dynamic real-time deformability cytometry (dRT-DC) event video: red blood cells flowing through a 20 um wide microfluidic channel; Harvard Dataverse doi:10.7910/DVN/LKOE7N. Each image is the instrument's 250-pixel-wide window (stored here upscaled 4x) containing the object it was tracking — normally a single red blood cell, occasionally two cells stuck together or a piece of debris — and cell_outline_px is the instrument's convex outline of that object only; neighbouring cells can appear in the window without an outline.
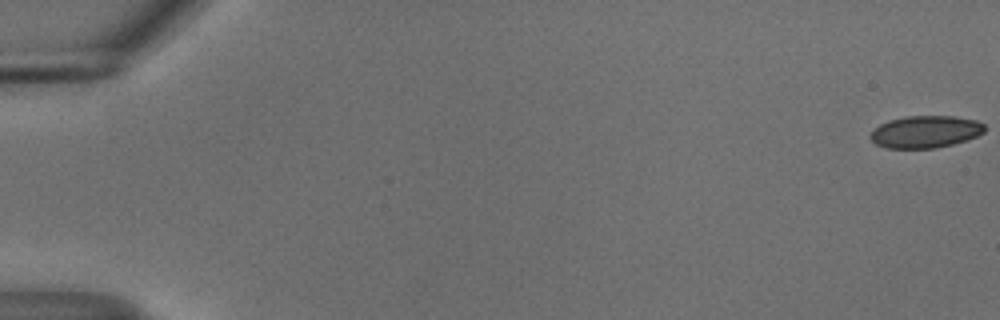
{"species": "common noctule bat (a hibernating species)", "species_latin": "Nyctalus noctula", "temperature_condition": "cold", "stored_images_in_passage": 56, "camera_frame_rate_fps": 3000, "um_per_image_px": 0.085, "animal": {"sex": "male", "body_mass_g": 18.8}, "frame": {"image": 1, "passage_image": 1, "time_ms": 0.0, "image_size_px": [1000, 320], "cell_outline_px": [[984, 132], [976, 136], [952, 144], [936, 148], [888, 148], [876, 144], [868, 136], [880, 124], [888, 120], [904, 116], [952, 116], [976, 120], [984, 124]], "centroid_in_image_um": [78.64, 11.19], "position_along_channel_um": 6.4, "area_um2": 21.27}}
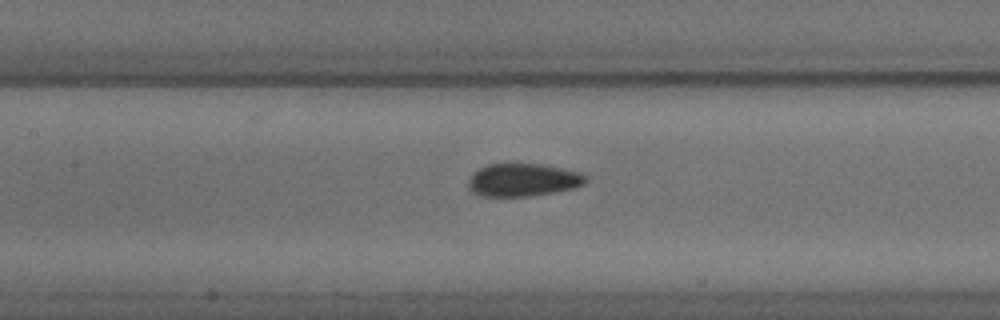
{"frame": {"image": 2, "passage_image": 27, "time_ms": 8.667, "image_size_px": [1000, 320], "cell_outline_px": [[588, 180], [584, 184], [572, 188], [552, 192], [528, 196], [480, 196], [472, 192], [468, 188], [468, 180], [472, 172], [488, 164], [540, 164], [584, 172], [588, 176]], "centroid_in_image_um": [44.46, 15.29], "position_along_channel_um": 162.9, "area_um2": 22.6}}
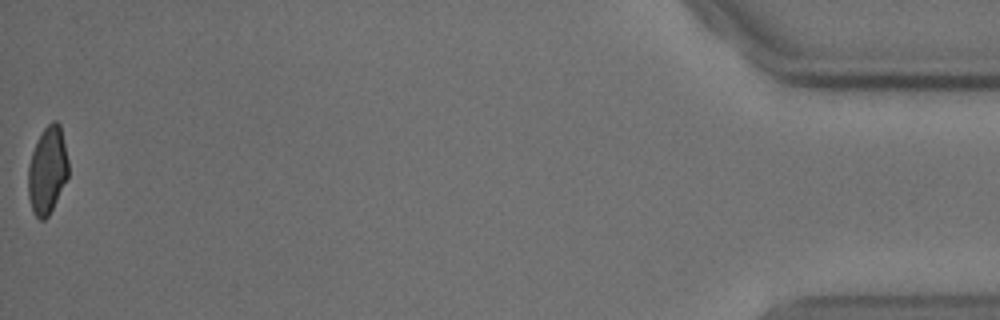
{"frame": {"image": 3, "passage_image": 56, "time_ms": 18.333, "image_size_px": [1000, 320], "cell_outline_px": [[68, 176], [48, 216], [44, 220], [40, 220], [32, 212], [28, 196], [28, 168], [32, 152], [44, 128], [52, 120], [56, 120], [60, 124], [68, 160]], "centroid_in_image_um": [4.02, 14.48], "position_along_channel_um": 431.2, "area_um2": 20.23}, "authors_computed_cell_mechanics": {"area_um2": 22.3686, "velocity_mm_per_s": 3.6931, "shape_relaxation_time_tau1_ms": 9.9306, "shape_relaxation_time_tau2_ms": 0.8113, "deformation_change_tau1": 0.1363, "deformation_change_tau2": 0.0413}}